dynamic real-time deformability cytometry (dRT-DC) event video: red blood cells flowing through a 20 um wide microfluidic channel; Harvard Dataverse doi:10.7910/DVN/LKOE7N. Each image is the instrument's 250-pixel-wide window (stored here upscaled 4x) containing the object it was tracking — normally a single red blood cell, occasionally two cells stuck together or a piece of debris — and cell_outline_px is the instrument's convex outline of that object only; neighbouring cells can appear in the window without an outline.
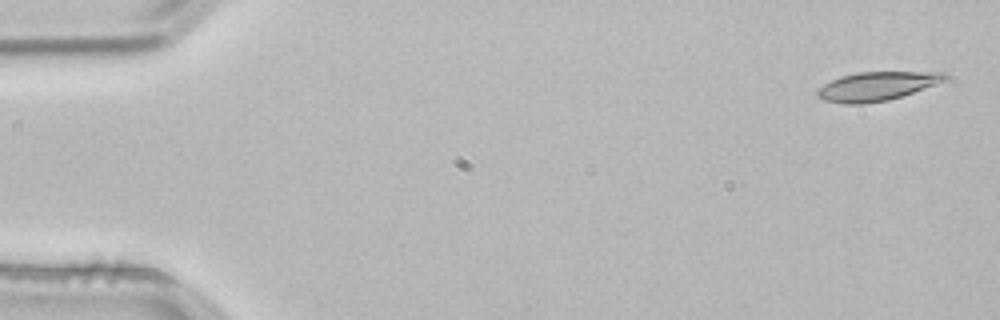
{"species": "common noctule bat (a hibernating species)", "species_latin": "Nyctalus noctula", "temperature_condition": "room temperature", "stored_images_in_passage": 3, "camera_frame_rate_fps": 3000, "um_per_image_px": 0.085, "animal": {"sex": "male", "body_mass_g": 21.5, "forearm_length_mm": 52.0}, "frame": {"image": 1, "passage_image": 1, "time_ms": 0.0, "image_size_px": [1000, 320], "cell_outline_px": [[948, 80], [888, 100], [864, 104], [844, 104], [824, 100], [816, 96], [816, 92], [824, 84], [840, 76], [860, 72], [944, 72], [948, 76]], "centroid_in_image_um": [74.52, 7.33], "position_along_channel_um": 10.5, "area_um2": 21.27}}
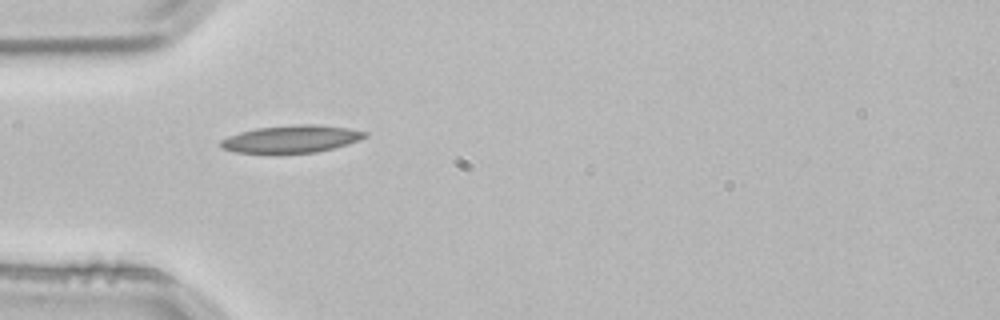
{"frame": {"image": 2, "passage_image": 3, "time_ms": 0.667, "image_size_px": [1000, 320], "cell_outline_px": [[368, 136], [360, 140], [348, 144], [316, 152], [236, 152], [220, 148], [220, 140], [228, 136], [240, 132], [256, 128], [292, 124], [316, 124], [348, 128], [368, 132]], "centroid_in_image_um": [24.79, 11.79], "position_along_channel_um": 60.2, "area_um2": 22.89}}